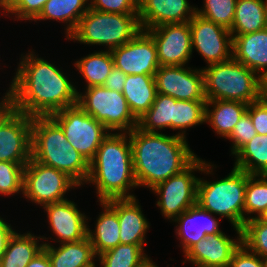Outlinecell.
<instances>
[{"instance_id":"1","label":"cell","mask_w":267,"mask_h":267,"mask_svg":"<svg viewBox=\"0 0 267 267\" xmlns=\"http://www.w3.org/2000/svg\"><path fill=\"white\" fill-rule=\"evenodd\" d=\"M26 56L7 92L15 110L31 117L51 116L77 104L79 92L58 68L33 53Z\"/></svg>"},{"instance_id":"2","label":"cell","mask_w":267,"mask_h":267,"mask_svg":"<svg viewBox=\"0 0 267 267\" xmlns=\"http://www.w3.org/2000/svg\"><path fill=\"white\" fill-rule=\"evenodd\" d=\"M184 132L167 136L159 132H144L138 127L128 132L138 186L152 189L183 171L197 158L188 147Z\"/></svg>"},{"instance_id":"3","label":"cell","mask_w":267,"mask_h":267,"mask_svg":"<svg viewBox=\"0 0 267 267\" xmlns=\"http://www.w3.org/2000/svg\"><path fill=\"white\" fill-rule=\"evenodd\" d=\"M126 138L125 133H110L101 142L94 159L89 163L86 182L96 185L100 202L135 197L127 192L138 185L133 171L130 137L129 141Z\"/></svg>"},{"instance_id":"4","label":"cell","mask_w":267,"mask_h":267,"mask_svg":"<svg viewBox=\"0 0 267 267\" xmlns=\"http://www.w3.org/2000/svg\"><path fill=\"white\" fill-rule=\"evenodd\" d=\"M31 158L66 173L79 186L89 176V162L74 149L50 116L32 117Z\"/></svg>"},{"instance_id":"5","label":"cell","mask_w":267,"mask_h":267,"mask_svg":"<svg viewBox=\"0 0 267 267\" xmlns=\"http://www.w3.org/2000/svg\"><path fill=\"white\" fill-rule=\"evenodd\" d=\"M203 73L206 100L240 101L249 105L262 98L263 80L233 57L208 65Z\"/></svg>"},{"instance_id":"6","label":"cell","mask_w":267,"mask_h":267,"mask_svg":"<svg viewBox=\"0 0 267 267\" xmlns=\"http://www.w3.org/2000/svg\"><path fill=\"white\" fill-rule=\"evenodd\" d=\"M247 179L248 173L235 167L226 178L215 182L198 179L196 204L228 218L236 231H242L248 221L244 216Z\"/></svg>"},{"instance_id":"7","label":"cell","mask_w":267,"mask_h":267,"mask_svg":"<svg viewBox=\"0 0 267 267\" xmlns=\"http://www.w3.org/2000/svg\"><path fill=\"white\" fill-rule=\"evenodd\" d=\"M141 31L138 14H119L89 9L67 39L85 44L109 46V50L130 41Z\"/></svg>"},{"instance_id":"8","label":"cell","mask_w":267,"mask_h":267,"mask_svg":"<svg viewBox=\"0 0 267 267\" xmlns=\"http://www.w3.org/2000/svg\"><path fill=\"white\" fill-rule=\"evenodd\" d=\"M85 95L78 93L77 104L90 116L109 130L126 131L138 127V119L131 112L122 92L92 86Z\"/></svg>"},{"instance_id":"9","label":"cell","mask_w":267,"mask_h":267,"mask_svg":"<svg viewBox=\"0 0 267 267\" xmlns=\"http://www.w3.org/2000/svg\"><path fill=\"white\" fill-rule=\"evenodd\" d=\"M50 117L62 128L74 149L89 163L94 159L101 142L109 135V129L78 104L55 112Z\"/></svg>"},{"instance_id":"10","label":"cell","mask_w":267,"mask_h":267,"mask_svg":"<svg viewBox=\"0 0 267 267\" xmlns=\"http://www.w3.org/2000/svg\"><path fill=\"white\" fill-rule=\"evenodd\" d=\"M210 166V164H206L205 161L197 157L183 171L151 189L160 196L157 206L161 208V212L165 217L173 221L184 211L196 204L199 178H196L192 172L198 169L199 171L211 173Z\"/></svg>"},{"instance_id":"11","label":"cell","mask_w":267,"mask_h":267,"mask_svg":"<svg viewBox=\"0 0 267 267\" xmlns=\"http://www.w3.org/2000/svg\"><path fill=\"white\" fill-rule=\"evenodd\" d=\"M75 186L79 185L66 173L32 158L25 165L23 195L37 204L45 206L67 200L66 191Z\"/></svg>"},{"instance_id":"12","label":"cell","mask_w":267,"mask_h":267,"mask_svg":"<svg viewBox=\"0 0 267 267\" xmlns=\"http://www.w3.org/2000/svg\"><path fill=\"white\" fill-rule=\"evenodd\" d=\"M32 117L11 107L0 118V161L25 166L31 159Z\"/></svg>"},{"instance_id":"13","label":"cell","mask_w":267,"mask_h":267,"mask_svg":"<svg viewBox=\"0 0 267 267\" xmlns=\"http://www.w3.org/2000/svg\"><path fill=\"white\" fill-rule=\"evenodd\" d=\"M114 66L126 75L155 76L160 64L152 36L141 30L127 43L110 50Z\"/></svg>"},{"instance_id":"14","label":"cell","mask_w":267,"mask_h":267,"mask_svg":"<svg viewBox=\"0 0 267 267\" xmlns=\"http://www.w3.org/2000/svg\"><path fill=\"white\" fill-rule=\"evenodd\" d=\"M189 23L192 51L193 48L197 49L209 65L232 58L233 38L230 30L198 14Z\"/></svg>"},{"instance_id":"15","label":"cell","mask_w":267,"mask_h":267,"mask_svg":"<svg viewBox=\"0 0 267 267\" xmlns=\"http://www.w3.org/2000/svg\"><path fill=\"white\" fill-rule=\"evenodd\" d=\"M154 77L157 93L176 100H206L203 69H186L183 65L159 66Z\"/></svg>"},{"instance_id":"16","label":"cell","mask_w":267,"mask_h":267,"mask_svg":"<svg viewBox=\"0 0 267 267\" xmlns=\"http://www.w3.org/2000/svg\"><path fill=\"white\" fill-rule=\"evenodd\" d=\"M153 38L160 66L183 65L192 55L190 23L165 24L146 30Z\"/></svg>"},{"instance_id":"17","label":"cell","mask_w":267,"mask_h":267,"mask_svg":"<svg viewBox=\"0 0 267 267\" xmlns=\"http://www.w3.org/2000/svg\"><path fill=\"white\" fill-rule=\"evenodd\" d=\"M195 14L196 8L190 7L187 0L138 1V19L141 30L165 24L190 22Z\"/></svg>"},{"instance_id":"18","label":"cell","mask_w":267,"mask_h":267,"mask_svg":"<svg viewBox=\"0 0 267 267\" xmlns=\"http://www.w3.org/2000/svg\"><path fill=\"white\" fill-rule=\"evenodd\" d=\"M53 233L58 236V242H77L87 237L88 227L86 217L76 207V204L64 200L43 206Z\"/></svg>"},{"instance_id":"19","label":"cell","mask_w":267,"mask_h":267,"mask_svg":"<svg viewBox=\"0 0 267 267\" xmlns=\"http://www.w3.org/2000/svg\"><path fill=\"white\" fill-rule=\"evenodd\" d=\"M237 234V241L223 232L208 235L185 252L186 259L192 263L228 267L234 252L242 244V231Z\"/></svg>"},{"instance_id":"20","label":"cell","mask_w":267,"mask_h":267,"mask_svg":"<svg viewBox=\"0 0 267 267\" xmlns=\"http://www.w3.org/2000/svg\"><path fill=\"white\" fill-rule=\"evenodd\" d=\"M232 57L260 73L263 80L267 76V28L244 35H232Z\"/></svg>"},{"instance_id":"21","label":"cell","mask_w":267,"mask_h":267,"mask_svg":"<svg viewBox=\"0 0 267 267\" xmlns=\"http://www.w3.org/2000/svg\"><path fill=\"white\" fill-rule=\"evenodd\" d=\"M107 202L116 210L120 225V243L144 246L149 223L142 214L136 198L110 199Z\"/></svg>"},{"instance_id":"22","label":"cell","mask_w":267,"mask_h":267,"mask_svg":"<svg viewBox=\"0 0 267 267\" xmlns=\"http://www.w3.org/2000/svg\"><path fill=\"white\" fill-rule=\"evenodd\" d=\"M212 214L207 210L195 204L193 207L184 211L173 221L180 224L176 229V234L181 238L184 253L194 244L198 243L208 235L221 233L217 219L211 216ZM200 217L205 221H199ZM209 218V219H208ZM199 219V220H198Z\"/></svg>"},{"instance_id":"23","label":"cell","mask_w":267,"mask_h":267,"mask_svg":"<svg viewBox=\"0 0 267 267\" xmlns=\"http://www.w3.org/2000/svg\"><path fill=\"white\" fill-rule=\"evenodd\" d=\"M52 267H95L96 254L88 236L77 242L63 243L58 248L43 243Z\"/></svg>"},{"instance_id":"24","label":"cell","mask_w":267,"mask_h":267,"mask_svg":"<svg viewBox=\"0 0 267 267\" xmlns=\"http://www.w3.org/2000/svg\"><path fill=\"white\" fill-rule=\"evenodd\" d=\"M122 94L125 97L133 115L139 119L152 106L157 88L152 75H127Z\"/></svg>"},{"instance_id":"25","label":"cell","mask_w":267,"mask_h":267,"mask_svg":"<svg viewBox=\"0 0 267 267\" xmlns=\"http://www.w3.org/2000/svg\"><path fill=\"white\" fill-rule=\"evenodd\" d=\"M105 209L96 223L95 233L88 228L87 236L96 255H100L120 244V225L116 210L107 202L100 203Z\"/></svg>"},{"instance_id":"26","label":"cell","mask_w":267,"mask_h":267,"mask_svg":"<svg viewBox=\"0 0 267 267\" xmlns=\"http://www.w3.org/2000/svg\"><path fill=\"white\" fill-rule=\"evenodd\" d=\"M266 28L267 0H237L231 35H244Z\"/></svg>"},{"instance_id":"27","label":"cell","mask_w":267,"mask_h":267,"mask_svg":"<svg viewBox=\"0 0 267 267\" xmlns=\"http://www.w3.org/2000/svg\"><path fill=\"white\" fill-rule=\"evenodd\" d=\"M215 105L209 110V105ZM248 104L231 100H207L205 122H209L216 133L227 138L236 123L247 111Z\"/></svg>"},{"instance_id":"28","label":"cell","mask_w":267,"mask_h":267,"mask_svg":"<svg viewBox=\"0 0 267 267\" xmlns=\"http://www.w3.org/2000/svg\"><path fill=\"white\" fill-rule=\"evenodd\" d=\"M38 238L44 239L43 237H35L30 233L21 235L14 232L0 258V267H26L43 250L44 244L39 245Z\"/></svg>"},{"instance_id":"29","label":"cell","mask_w":267,"mask_h":267,"mask_svg":"<svg viewBox=\"0 0 267 267\" xmlns=\"http://www.w3.org/2000/svg\"><path fill=\"white\" fill-rule=\"evenodd\" d=\"M88 0H48L42 12L35 20H45V19H55L59 21H64L67 25L66 34L69 37L76 29L80 19L85 15V13L90 9L85 6Z\"/></svg>"},{"instance_id":"30","label":"cell","mask_w":267,"mask_h":267,"mask_svg":"<svg viewBox=\"0 0 267 267\" xmlns=\"http://www.w3.org/2000/svg\"><path fill=\"white\" fill-rule=\"evenodd\" d=\"M235 155V168L248 174H267V135L256 134Z\"/></svg>"},{"instance_id":"31","label":"cell","mask_w":267,"mask_h":267,"mask_svg":"<svg viewBox=\"0 0 267 267\" xmlns=\"http://www.w3.org/2000/svg\"><path fill=\"white\" fill-rule=\"evenodd\" d=\"M176 101L171 96L157 93L150 109L138 119V128L148 133H156L157 129L172 128Z\"/></svg>"},{"instance_id":"32","label":"cell","mask_w":267,"mask_h":267,"mask_svg":"<svg viewBox=\"0 0 267 267\" xmlns=\"http://www.w3.org/2000/svg\"><path fill=\"white\" fill-rule=\"evenodd\" d=\"M75 64L88 83L86 88L103 86L107 76L114 67V61L110 50L89 54Z\"/></svg>"},{"instance_id":"33","label":"cell","mask_w":267,"mask_h":267,"mask_svg":"<svg viewBox=\"0 0 267 267\" xmlns=\"http://www.w3.org/2000/svg\"><path fill=\"white\" fill-rule=\"evenodd\" d=\"M98 256L102 267H139L148 258L139 245L121 243Z\"/></svg>"},{"instance_id":"34","label":"cell","mask_w":267,"mask_h":267,"mask_svg":"<svg viewBox=\"0 0 267 267\" xmlns=\"http://www.w3.org/2000/svg\"><path fill=\"white\" fill-rule=\"evenodd\" d=\"M207 100H177L174 104V120L172 129H181L205 122Z\"/></svg>"},{"instance_id":"35","label":"cell","mask_w":267,"mask_h":267,"mask_svg":"<svg viewBox=\"0 0 267 267\" xmlns=\"http://www.w3.org/2000/svg\"><path fill=\"white\" fill-rule=\"evenodd\" d=\"M261 177V178H257ZM267 208V174H248L244 213H257L259 218Z\"/></svg>"},{"instance_id":"36","label":"cell","mask_w":267,"mask_h":267,"mask_svg":"<svg viewBox=\"0 0 267 267\" xmlns=\"http://www.w3.org/2000/svg\"><path fill=\"white\" fill-rule=\"evenodd\" d=\"M242 243L260 257H267V222L248 217L242 229Z\"/></svg>"},{"instance_id":"37","label":"cell","mask_w":267,"mask_h":267,"mask_svg":"<svg viewBox=\"0 0 267 267\" xmlns=\"http://www.w3.org/2000/svg\"><path fill=\"white\" fill-rule=\"evenodd\" d=\"M237 0H205L203 10L196 8V14L231 29L236 9Z\"/></svg>"},{"instance_id":"38","label":"cell","mask_w":267,"mask_h":267,"mask_svg":"<svg viewBox=\"0 0 267 267\" xmlns=\"http://www.w3.org/2000/svg\"><path fill=\"white\" fill-rule=\"evenodd\" d=\"M24 169L20 163L0 161V194L11 195L20 190L23 194Z\"/></svg>"},{"instance_id":"39","label":"cell","mask_w":267,"mask_h":267,"mask_svg":"<svg viewBox=\"0 0 267 267\" xmlns=\"http://www.w3.org/2000/svg\"><path fill=\"white\" fill-rule=\"evenodd\" d=\"M256 134L250 114L246 111L227 137L233 141L232 154L235 155Z\"/></svg>"},{"instance_id":"40","label":"cell","mask_w":267,"mask_h":267,"mask_svg":"<svg viewBox=\"0 0 267 267\" xmlns=\"http://www.w3.org/2000/svg\"><path fill=\"white\" fill-rule=\"evenodd\" d=\"M48 0H11L7 13L17 15L18 19L34 20L42 12Z\"/></svg>"},{"instance_id":"41","label":"cell","mask_w":267,"mask_h":267,"mask_svg":"<svg viewBox=\"0 0 267 267\" xmlns=\"http://www.w3.org/2000/svg\"><path fill=\"white\" fill-rule=\"evenodd\" d=\"M139 0H93L90 8L100 12L138 14Z\"/></svg>"},{"instance_id":"42","label":"cell","mask_w":267,"mask_h":267,"mask_svg":"<svg viewBox=\"0 0 267 267\" xmlns=\"http://www.w3.org/2000/svg\"><path fill=\"white\" fill-rule=\"evenodd\" d=\"M257 134L267 135V100L262 97L259 101L250 103L247 108Z\"/></svg>"},{"instance_id":"43","label":"cell","mask_w":267,"mask_h":267,"mask_svg":"<svg viewBox=\"0 0 267 267\" xmlns=\"http://www.w3.org/2000/svg\"><path fill=\"white\" fill-rule=\"evenodd\" d=\"M228 267H264L262 257L251 252L243 243L234 252Z\"/></svg>"},{"instance_id":"44","label":"cell","mask_w":267,"mask_h":267,"mask_svg":"<svg viewBox=\"0 0 267 267\" xmlns=\"http://www.w3.org/2000/svg\"><path fill=\"white\" fill-rule=\"evenodd\" d=\"M126 77L127 75L121 69L114 66L103 86L109 90L122 92Z\"/></svg>"},{"instance_id":"45","label":"cell","mask_w":267,"mask_h":267,"mask_svg":"<svg viewBox=\"0 0 267 267\" xmlns=\"http://www.w3.org/2000/svg\"><path fill=\"white\" fill-rule=\"evenodd\" d=\"M15 231L2 218H0V258L6 250L7 243Z\"/></svg>"},{"instance_id":"46","label":"cell","mask_w":267,"mask_h":267,"mask_svg":"<svg viewBox=\"0 0 267 267\" xmlns=\"http://www.w3.org/2000/svg\"><path fill=\"white\" fill-rule=\"evenodd\" d=\"M26 267H52L48 254L42 250L39 252Z\"/></svg>"},{"instance_id":"47","label":"cell","mask_w":267,"mask_h":267,"mask_svg":"<svg viewBox=\"0 0 267 267\" xmlns=\"http://www.w3.org/2000/svg\"><path fill=\"white\" fill-rule=\"evenodd\" d=\"M11 101L8 95L3 98L2 102H0V118L11 108Z\"/></svg>"},{"instance_id":"48","label":"cell","mask_w":267,"mask_h":267,"mask_svg":"<svg viewBox=\"0 0 267 267\" xmlns=\"http://www.w3.org/2000/svg\"><path fill=\"white\" fill-rule=\"evenodd\" d=\"M262 97L267 100V76L263 79L262 83Z\"/></svg>"},{"instance_id":"49","label":"cell","mask_w":267,"mask_h":267,"mask_svg":"<svg viewBox=\"0 0 267 267\" xmlns=\"http://www.w3.org/2000/svg\"><path fill=\"white\" fill-rule=\"evenodd\" d=\"M152 262H153L152 260L147 258L139 267H158Z\"/></svg>"},{"instance_id":"50","label":"cell","mask_w":267,"mask_h":267,"mask_svg":"<svg viewBox=\"0 0 267 267\" xmlns=\"http://www.w3.org/2000/svg\"><path fill=\"white\" fill-rule=\"evenodd\" d=\"M11 0H0V6L4 9L5 12L8 11Z\"/></svg>"},{"instance_id":"51","label":"cell","mask_w":267,"mask_h":267,"mask_svg":"<svg viewBox=\"0 0 267 267\" xmlns=\"http://www.w3.org/2000/svg\"><path fill=\"white\" fill-rule=\"evenodd\" d=\"M264 222H267V208L265 209V211L263 212V214L258 218Z\"/></svg>"},{"instance_id":"52","label":"cell","mask_w":267,"mask_h":267,"mask_svg":"<svg viewBox=\"0 0 267 267\" xmlns=\"http://www.w3.org/2000/svg\"><path fill=\"white\" fill-rule=\"evenodd\" d=\"M197 267H220V266H214V265H207L203 263H193Z\"/></svg>"},{"instance_id":"53","label":"cell","mask_w":267,"mask_h":267,"mask_svg":"<svg viewBox=\"0 0 267 267\" xmlns=\"http://www.w3.org/2000/svg\"><path fill=\"white\" fill-rule=\"evenodd\" d=\"M264 267H267V257H262Z\"/></svg>"}]
</instances>
